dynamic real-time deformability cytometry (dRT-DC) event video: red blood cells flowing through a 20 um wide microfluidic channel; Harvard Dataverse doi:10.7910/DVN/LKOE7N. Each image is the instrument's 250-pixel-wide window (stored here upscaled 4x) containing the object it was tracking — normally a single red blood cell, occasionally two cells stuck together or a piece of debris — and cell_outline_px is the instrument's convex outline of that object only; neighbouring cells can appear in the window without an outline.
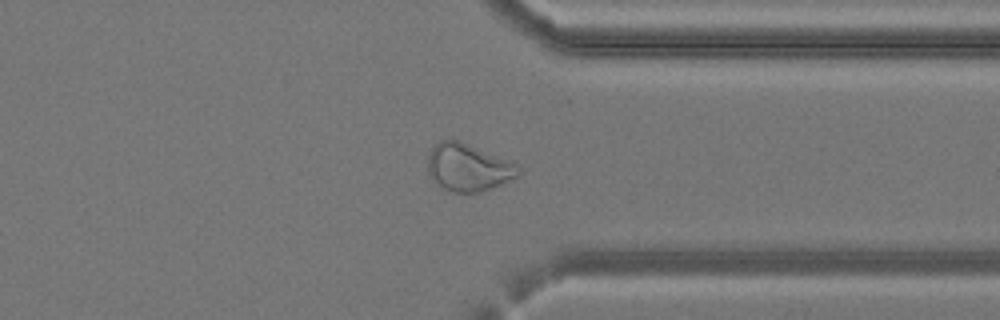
{"species": "common noctule bat (a hibernating species)", "species_latin": "Nyctalus noctula", "temperature_condition": "cold", "stored_images_in_passage": 31, "camera_frame_rate_fps": 3000, "um_per_image_px": 0.085, "animal": {"sex": "female", "body_mass_g": 24.6, "forearm_length_mm": 56.2}, "frame": {"image": 1, "passage_image": 22, "time_ms": 7.0, "image_size_px": [1000, 320], "cell_outline_px": [[520, 176], [480, 192], [452, 192], [436, 184], [432, 180], [428, 172], [428, 152], [440, 140], [460, 140], [520, 164]], "centroid_in_image_um": [39.81, 14.22], "position_along_channel_um": 371.6, "area_um2": 25.32}}